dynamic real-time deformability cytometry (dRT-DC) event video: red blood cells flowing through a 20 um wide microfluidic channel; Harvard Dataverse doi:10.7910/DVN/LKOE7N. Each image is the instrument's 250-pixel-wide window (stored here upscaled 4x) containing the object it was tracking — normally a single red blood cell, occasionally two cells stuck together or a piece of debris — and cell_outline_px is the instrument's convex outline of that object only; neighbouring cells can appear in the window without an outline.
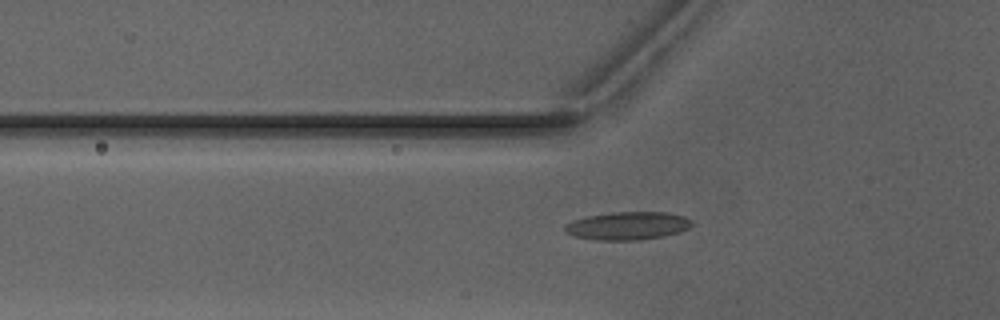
{"species": "Egyptian fruit bat (a non-hibernating species)", "species_latin": "Rousettus aegyptiacus", "temperature_condition": "warm", "stored_images_in_passage": 38, "camera_frame_rate_fps": 3000, "um_per_image_px": 0.085, "animal": {"sex": "male"}, "frame": {"image": 1, "passage_image": 15, "time_ms": 4.667, "image_size_px": [1000, 320], "cell_outline_px": [[692, 224], [688, 228], [680, 232], [664, 236], [636, 240], [596, 240], [576, 236], [564, 232], [564, 228], [568, 224], [576, 220], [588, 216], [612, 212], [668, 212], [684, 216], [692, 220]], "centroid_in_image_um": [53.4, 19.19], "position_along_channel_um": 72.4, "area_um2": 20.58}}
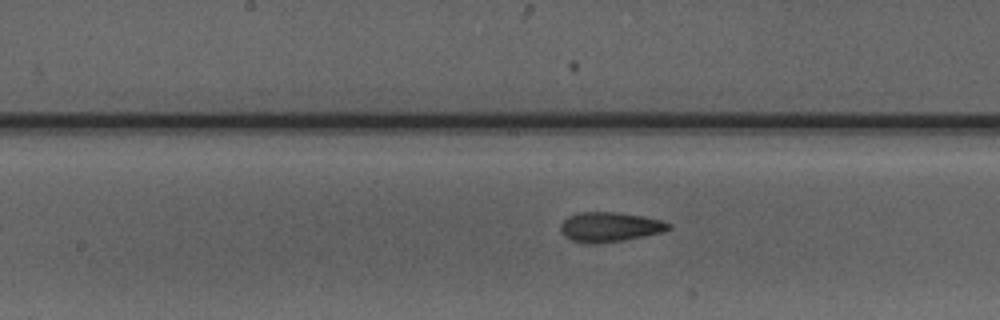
{"frame": {"image": 2, "passage_image": 24, "time_ms": 7.667, "image_size_px": [1000, 320], "cell_outline_px": [[672, 228], [664, 232], [624, 240], [572, 240], [564, 236], [560, 232], [560, 224], [568, 216], [580, 212], [612, 212], [640, 216], [660, 220], [672, 224]], "centroid_in_image_um": [51.87, 19.25], "position_along_channel_um": 196.3, "area_um2": 17.86}}
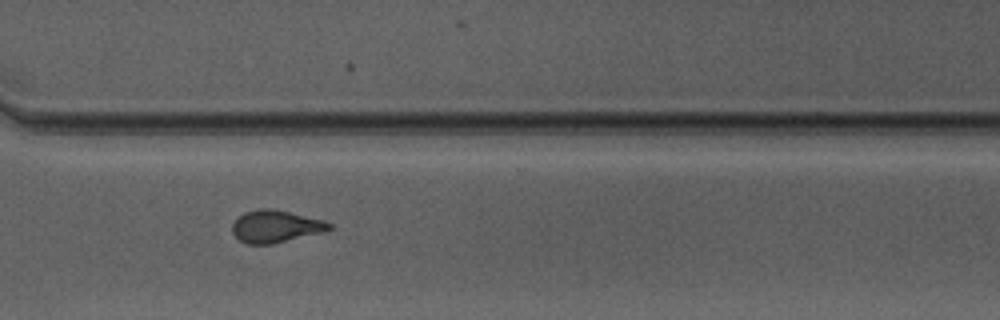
{"frame": {"image": 3, "passage_image": 35, "time_ms": 11.333, "image_size_px": [1000, 320], "cell_outline_px": [[332, 228], [320, 232], [272, 244], [248, 244], [240, 240], [232, 232], [232, 224], [244, 212], [260, 208], [272, 208], [324, 220], [332, 224]], "centroid_in_image_um": [23.4, 19.23], "position_along_channel_um": 347.2, "area_um2": 17.98}, "authors_computed_cell_mechanics": {"area_um2": 17.6868, "velocity_mm_per_s": 4.122, "shape_relaxation_time_tau1_ms": null, "shape_relaxation_time_tau2_ms": 2.3846, "deformation_change_tau1": null, "deformation_change_tau2": 0.1035}}